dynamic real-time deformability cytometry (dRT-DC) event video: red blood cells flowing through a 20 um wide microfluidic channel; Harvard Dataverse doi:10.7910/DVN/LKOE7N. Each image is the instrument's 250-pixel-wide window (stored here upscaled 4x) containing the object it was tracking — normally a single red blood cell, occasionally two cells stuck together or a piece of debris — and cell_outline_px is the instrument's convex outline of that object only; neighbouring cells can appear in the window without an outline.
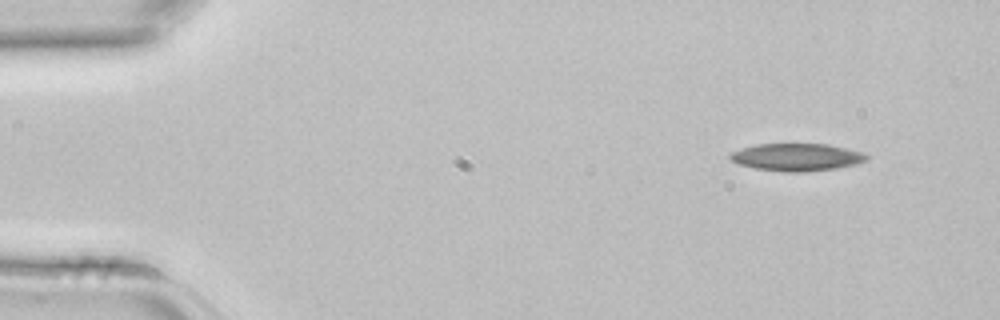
{"species": "common noctule bat (a hibernating species)", "species_latin": "Nyctalus noctula", "temperature_condition": "room temperature", "stored_images_in_passage": 3, "camera_frame_rate_fps": 3000, "um_per_image_px": 0.085, "animal": {"sex": "female", "body_mass_g": 22.7, "forearm_length_mm": 54.2}, "frame": {"image": 1, "passage_image": 1, "time_ms": 0.0, "image_size_px": [1000, 320], "cell_outline_px": [[868, 160], [856, 164], [836, 168], [804, 172], [784, 172], [756, 168], [740, 164], [732, 160], [728, 156], [732, 152], [756, 144], [828, 144], [848, 148], [860, 152], [868, 156]], "centroid_in_image_um": [67.75, 13.36], "position_along_channel_um": 17.2, "area_um2": 21.68}}
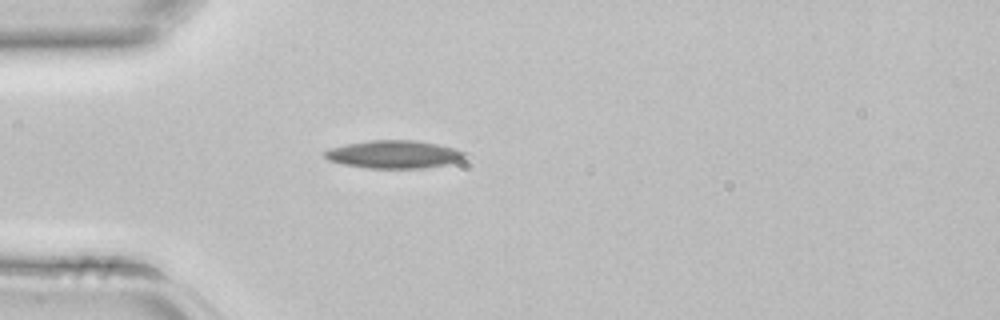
{"frame": {"image": 2, "passage_image": 3, "time_ms": 0.667, "image_size_px": [1000, 320], "cell_outline_px": [[468, 156], [464, 160], [424, 168], [368, 168], [344, 164], [328, 160], [320, 152], [328, 148], [348, 144], [372, 140], [416, 140], [456, 148], [468, 152]], "centroid_in_image_um": [33.51, 13.12], "position_along_channel_um": 51.5, "area_um2": 22.95}}